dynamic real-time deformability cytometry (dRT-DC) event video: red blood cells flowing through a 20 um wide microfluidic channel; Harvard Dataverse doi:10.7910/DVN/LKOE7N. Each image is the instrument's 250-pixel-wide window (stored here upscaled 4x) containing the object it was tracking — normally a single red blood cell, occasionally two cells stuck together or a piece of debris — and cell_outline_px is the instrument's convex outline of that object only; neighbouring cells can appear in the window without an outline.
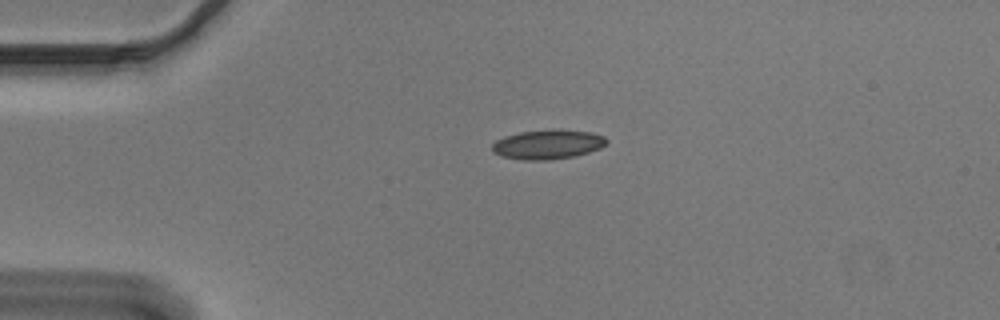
{"species": "Egyptian fruit bat (a non-hibernating species)", "species_latin": "Rousettus aegyptiacus", "temperature_condition": "cold", "stored_images_in_passage": 43, "camera_frame_rate_fps": 3000, "um_per_image_px": 0.085, "animal": {"sex": "male"}, "frame": {"image": 1, "passage_image": 1, "time_ms": 0.0, "image_size_px": [1000, 320], "cell_outline_px": [[608, 144], [600, 148], [576, 156], [548, 160], [520, 160], [500, 156], [492, 152], [492, 144], [496, 140], [504, 136], [520, 132], [592, 132], [604, 136], [608, 140]], "centroid_in_image_um": [46.53, 12.33], "position_along_channel_um": 38.5, "area_um2": 19.02}}
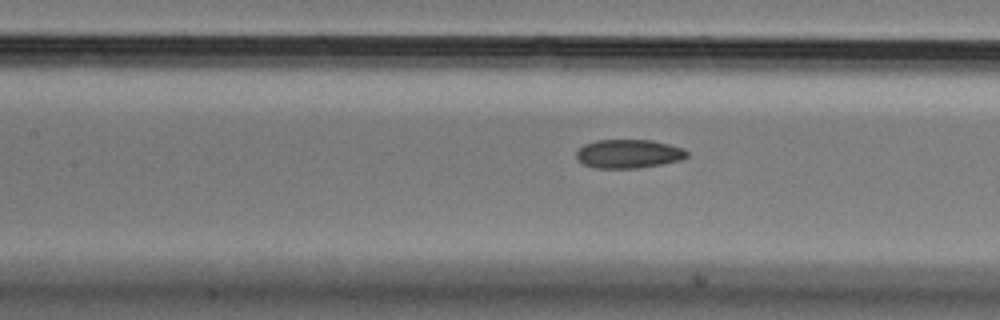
{"frame": {"image": 2, "passage_image": 13, "time_ms": 4.0, "image_size_px": [1000, 320], "cell_outline_px": [[688, 156], [680, 160], [660, 164], [636, 168], [596, 168], [584, 164], [576, 156], [576, 152], [584, 144], [596, 140], [652, 140], [684, 148], [688, 152]], "centroid_in_image_um": [53.44, 13.06], "position_along_channel_um": 154.0, "area_um2": 18.38}}
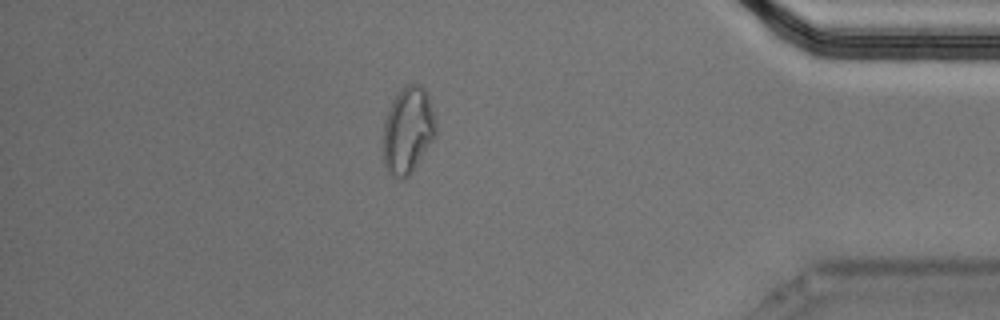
{"frame": {"image": 3, "passage_image": 36, "time_ms": 11.667, "image_size_px": [1000, 320], "cell_outline_px": [[436, 132], [432, 140], [412, 172], [404, 180], [396, 180], [388, 172], [384, 164], [384, 124], [388, 112], [396, 96], [408, 84], [420, 84], [424, 88], [428, 96], [432, 108], [436, 124]], "centroid_in_image_um": [34.67, 11.13], "position_along_channel_um": 400.5, "area_um2": 26.13}, "authors_computed_cell_mechanics": {"area_um2": 19.363, "velocity_mm_per_s": 3.6743, "shape_relaxation_time_tau1_ms": 11.0029, "shape_relaxation_time_tau2_ms": 4.6973, "deformation_change_tau1": 0.1713, "deformation_change_tau2": 0.0892}}